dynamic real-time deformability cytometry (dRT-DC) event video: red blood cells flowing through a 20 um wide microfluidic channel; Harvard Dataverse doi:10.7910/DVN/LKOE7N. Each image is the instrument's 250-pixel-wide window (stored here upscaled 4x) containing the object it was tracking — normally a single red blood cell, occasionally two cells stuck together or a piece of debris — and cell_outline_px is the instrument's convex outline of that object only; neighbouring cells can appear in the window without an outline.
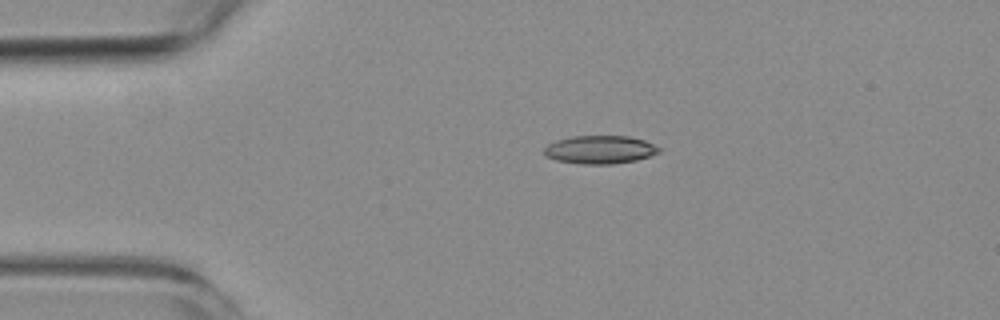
{"species": "common noctule bat (a hibernating species)", "species_latin": "Nyctalus noctula", "temperature_condition": "room temperature", "stored_images_in_passage": 5, "camera_frame_rate_fps": 3000, "um_per_image_px": 0.085, "animal": {"sex": "female", "body_mass_g": 19.3, "forearm_length_mm": 54.1}, "frame": {"image": 1, "passage_image": 4, "time_ms": 3.333, "image_size_px": [1000, 320], "cell_outline_px": [[660, 152], [636, 160], [612, 164], [584, 164], [556, 160], [544, 156], [544, 148], [548, 144], [556, 140], [572, 136], [628, 136], [644, 140], [660, 148]], "centroid_in_image_um": [50.96, 12.72], "position_along_channel_um": 34.0, "area_um2": 18.79}}